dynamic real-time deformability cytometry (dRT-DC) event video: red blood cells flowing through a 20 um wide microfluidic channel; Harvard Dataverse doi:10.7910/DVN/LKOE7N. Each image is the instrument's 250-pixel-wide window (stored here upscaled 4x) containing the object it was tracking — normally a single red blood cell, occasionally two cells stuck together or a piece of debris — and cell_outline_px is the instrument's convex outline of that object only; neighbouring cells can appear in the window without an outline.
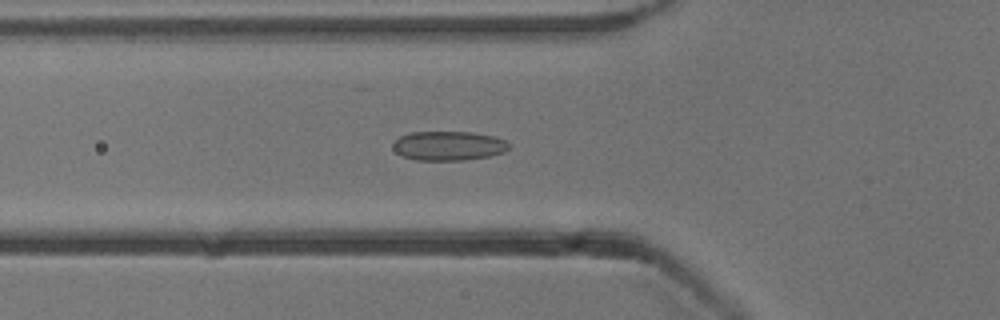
{"species": "common noctule bat (a hibernating species)", "species_latin": "Nyctalus noctula", "temperature_condition": "cold", "stored_images_in_passage": 37, "camera_frame_rate_fps": 3000, "um_per_image_px": 0.085, "animal": {"sex": "male", "body_mass_g": 13.3}, "frame": {"image": 1, "passage_image": 3, "time_ms": 0.667, "image_size_px": [1000, 320], "cell_outline_px": [[508, 148], [504, 152], [488, 156], [464, 160], [416, 160], [400, 156], [392, 148], [392, 144], [400, 136], [408, 132], [472, 132], [496, 136], [504, 140], [508, 144]], "centroid_in_image_um": [38.08, 12.39], "position_along_channel_um": 87.7, "area_um2": 19.88}}
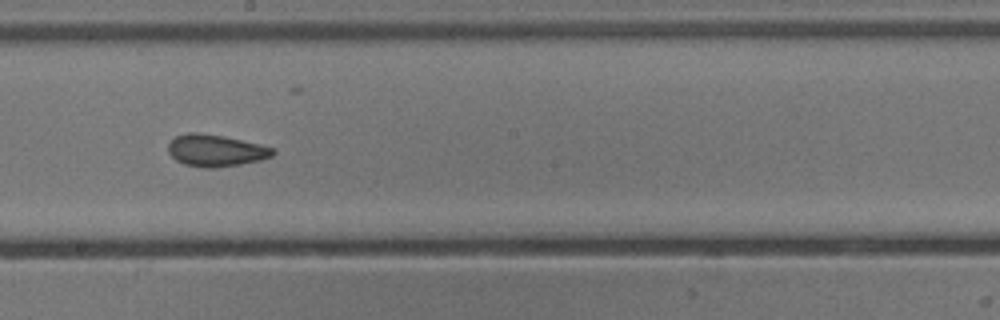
{"frame": {"image": 2, "passage_image": 14, "time_ms": 4.333, "image_size_px": [1000, 320], "cell_outline_px": [[276, 152], [272, 156], [260, 160], [240, 164], [216, 168], [204, 168], [184, 164], [176, 160], [168, 152], [168, 144], [176, 136], [188, 132], [196, 132], [224, 136], [260, 144], [272, 148]], "centroid_in_image_um": [18.32, 12.79], "position_along_channel_um": 229.9, "area_um2": 19.42}}
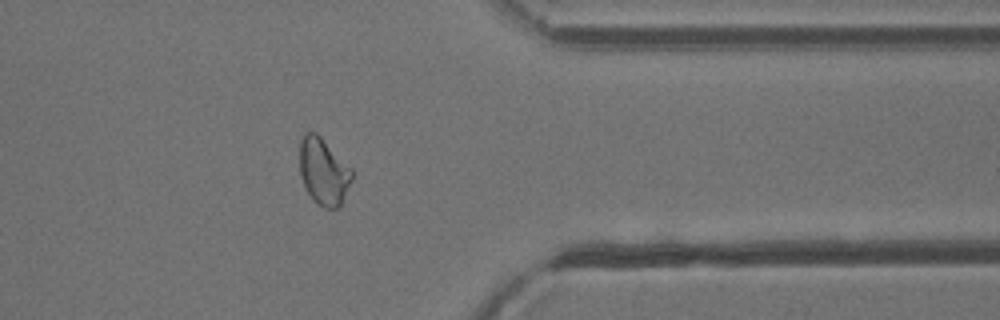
{"frame": {"image": 3, "passage_image": 27, "time_ms": 8.667, "image_size_px": [1000, 320], "cell_outline_px": [[352, 180], [340, 204], [336, 208], [324, 208], [316, 204], [312, 200], [300, 176], [300, 140], [304, 132], [316, 132], [352, 168]], "centroid_in_image_um": [27.49, 14.56], "position_along_channel_um": 383.9, "area_um2": 20.29}, "authors_computed_cell_mechanics": {"area_um2": 19.4786, "velocity_mm_per_s": 3.8537, "shape_relaxation_time_tau1_ms": 6.7164, "shape_relaxation_time_tau2_ms": 1.5743, "deformation_change_tau1": 0.1079, "deformation_change_tau2": 0.0743}}